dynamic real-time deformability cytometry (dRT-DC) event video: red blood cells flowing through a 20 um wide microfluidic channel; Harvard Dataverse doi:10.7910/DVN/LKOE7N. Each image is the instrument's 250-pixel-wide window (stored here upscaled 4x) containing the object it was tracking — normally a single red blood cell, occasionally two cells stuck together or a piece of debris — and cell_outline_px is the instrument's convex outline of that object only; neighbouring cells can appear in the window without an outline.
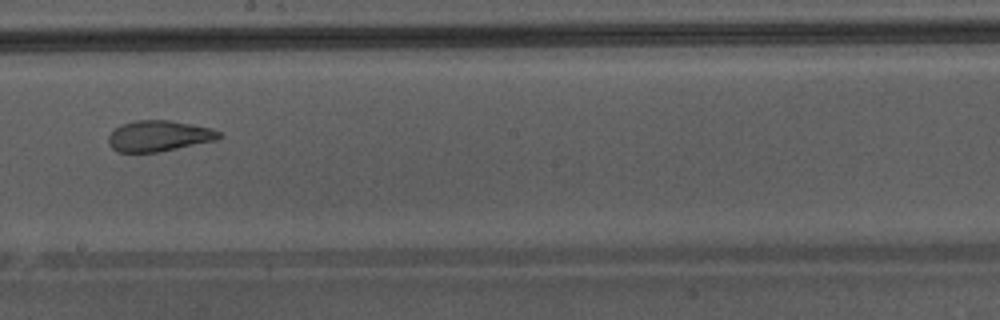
{"species": "Egyptian fruit bat (a non-hibernating species)", "species_latin": "Rousettus aegyptiacus", "temperature_condition": "warm", "stored_images_in_passage": 28, "camera_frame_rate_fps": 3000, "um_per_image_px": 0.085, "animal": {"sex": "male"}, "frame": {"image": 1, "passage_image": 13, "time_ms": 4.0, "image_size_px": [1000, 320], "cell_outline_px": [[224, 136], [216, 140], [156, 152], [116, 152], [108, 144], [108, 136], [120, 124], [136, 120], [172, 120], [212, 128], [220, 132]], "centroid_in_image_um": [13.5, 11.54], "position_along_channel_um": 234.7, "area_um2": 19.94}, "authors_computed_cell_mechanics": {"area_um2": 21.1548, "velocity_mm_per_s": 4.36, "shape_relaxation_time_tau1_ms": null, "shape_relaxation_time_tau2_ms": 1.1678, "deformation_change_tau1": null, "deformation_change_tau2": 0.083}}